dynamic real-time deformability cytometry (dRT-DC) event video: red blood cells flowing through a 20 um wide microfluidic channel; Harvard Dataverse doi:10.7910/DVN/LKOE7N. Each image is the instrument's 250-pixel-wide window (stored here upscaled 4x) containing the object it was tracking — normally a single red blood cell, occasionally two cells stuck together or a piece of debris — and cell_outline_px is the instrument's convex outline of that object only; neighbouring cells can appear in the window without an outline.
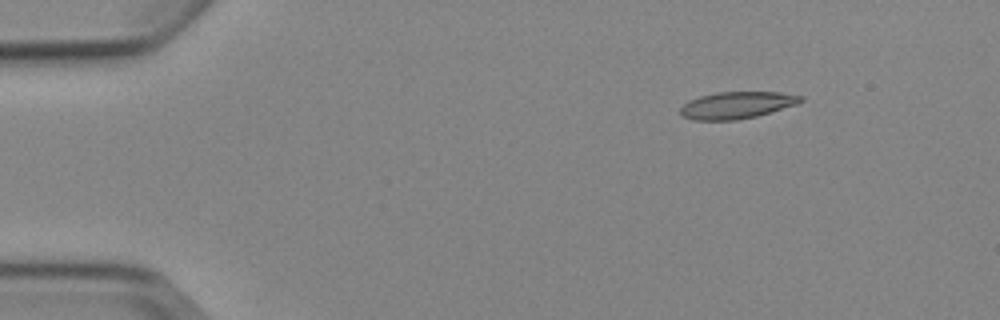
{"species": "Egyptian fruit bat (a non-hibernating species)", "species_latin": "Rousettus aegyptiacus", "temperature_condition": "cold", "stored_images_in_passage": 6, "camera_frame_rate_fps": 3000, "um_per_image_px": 0.085, "animal": {"sex": "female"}, "frame": {"image": 1, "passage_image": 2, "time_ms": 1.333, "image_size_px": [1000, 320], "cell_outline_px": [[804, 100], [796, 104], [756, 116], [736, 120], [692, 120], [684, 116], [680, 112], [680, 108], [688, 100], [700, 96], [716, 92], [780, 92], [804, 96]], "centroid_in_image_um": [62.62, 8.93], "position_along_channel_um": 22.4, "area_um2": 18.79}}
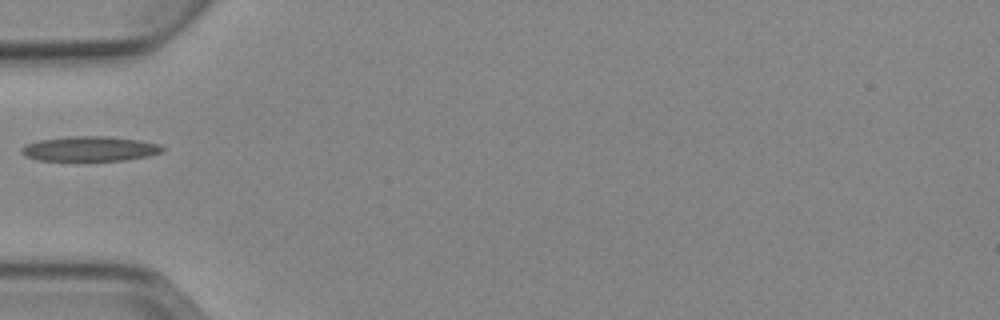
{"frame": {"image": 2, "passage_image": 5, "time_ms": 5.0, "image_size_px": [1000, 320], "cell_outline_px": [[164, 148], [160, 152], [148, 156], [124, 160], [36, 160], [24, 156], [20, 152], [20, 148], [24, 144], [36, 140], [68, 136], [108, 136], [140, 140], [160, 144]], "centroid_in_image_um": [7.57, 12.63], "position_along_channel_um": 77.4, "area_um2": 20.58}}
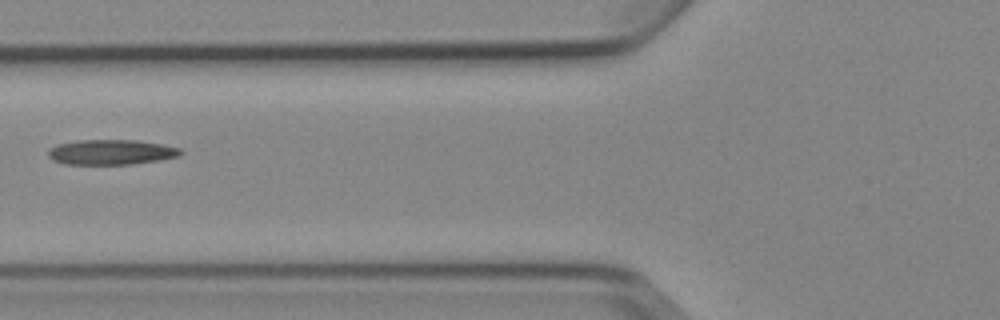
{"frame": {"image": 3, "passage_image": 6, "time_ms": 6.0, "image_size_px": [1000, 320], "cell_outline_px": [[184, 152], [180, 156], [160, 160], [132, 164], [64, 164], [52, 160], [48, 156], [48, 148], [56, 144], [80, 140], [136, 140], [164, 144], [180, 148]], "centroid_in_image_um": [9.46, 12.93], "position_along_channel_um": 116.3, "area_um2": 19.59}}